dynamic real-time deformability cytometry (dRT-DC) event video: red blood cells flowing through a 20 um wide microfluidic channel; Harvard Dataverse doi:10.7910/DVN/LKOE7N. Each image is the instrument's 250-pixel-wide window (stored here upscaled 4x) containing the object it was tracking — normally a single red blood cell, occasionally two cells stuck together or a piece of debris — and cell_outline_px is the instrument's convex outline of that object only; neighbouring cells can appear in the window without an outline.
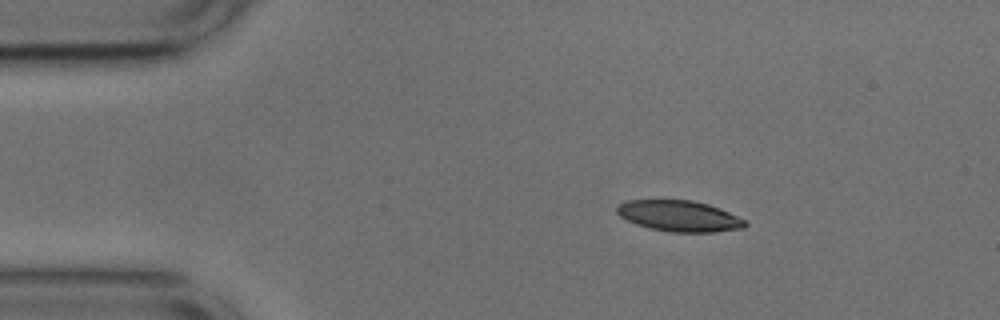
{"species": "common noctule bat (a hibernating species)", "species_latin": "Nyctalus noctula", "temperature_condition": "cold", "stored_images_in_passage": 45, "camera_frame_rate_fps": 3000, "um_per_image_px": 0.085, "animal": {"sex": "male", "body_mass_g": 17.9, "forearm_length_mm": 54.2}, "frame": {"image": 1, "passage_image": 1, "time_ms": 0.0, "image_size_px": [1000, 320], "cell_outline_px": [[748, 224], [744, 228], [712, 232], [672, 232], [652, 228], [636, 224], [620, 216], [616, 212], [616, 204], [628, 200], [692, 200], [708, 204], [720, 208], [744, 220]], "centroid_in_image_um": [57.72, 18.35], "position_along_channel_um": 27.3, "area_um2": 23.0}}
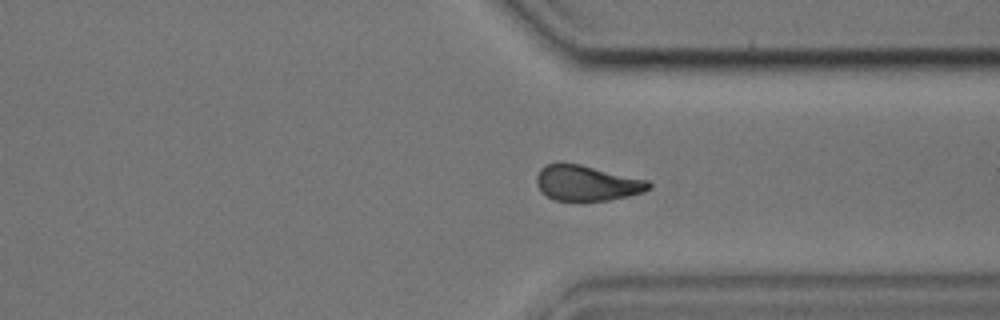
{"frame": {"image": 2, "passage_image": 32, "time_ms": 10.333, "image_size_px": [1000, 320], "cell_outline_px": [[652, 188], [644, 192], [628, 196], [608, 200], [552, 200], [540, 192], [536, 184], [536, 176], [540, 168], [544, 164], [560, 160], [580, 164], [648, 180], [652, 184]], "centroid_in_image_um": [49.82, 15.53], "position_along_channel_um": 361.6, "area_um2": 23.7}}
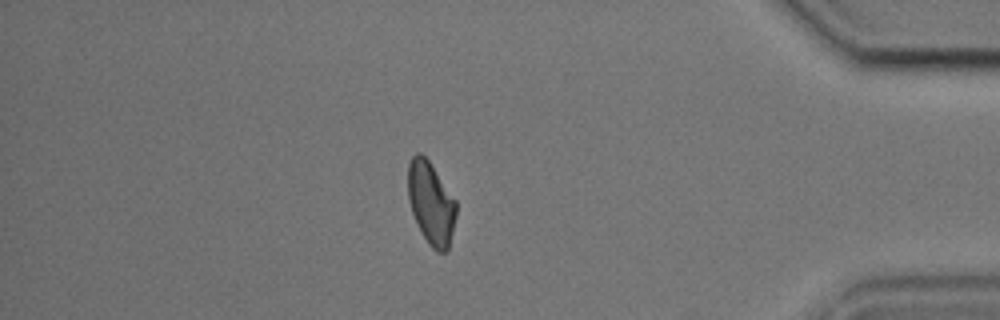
{"frame": {"image": 3, "passage_image": 38, "time_ms": 12.333, "image_size_px": [1000, 320], "cell_outline_px": [[456, 216], [448, 252], [436, 252], [428, 244], [420, 232], [412, 212], [408, 200], [408, 164], [412, 156], [416, 152], [420, 152], [428, 160], [456, 200]], "centroid_in_image_um": [36.63, 17.3], "position_along_channel_um": 398.6, "area_um2": 23.35}, "authors_computed_cell_mechanics": {"area_um2": 23.9292, "velocity_mm_per_s": 3.7462, "shape_relaxation_time_tau1_ms": 3.8039, "shape_relaxation_time_tau2_ms": 5.1846, "deformation_change_tau1": 0.1369, "deformation_change_tau2": 0.1162}}